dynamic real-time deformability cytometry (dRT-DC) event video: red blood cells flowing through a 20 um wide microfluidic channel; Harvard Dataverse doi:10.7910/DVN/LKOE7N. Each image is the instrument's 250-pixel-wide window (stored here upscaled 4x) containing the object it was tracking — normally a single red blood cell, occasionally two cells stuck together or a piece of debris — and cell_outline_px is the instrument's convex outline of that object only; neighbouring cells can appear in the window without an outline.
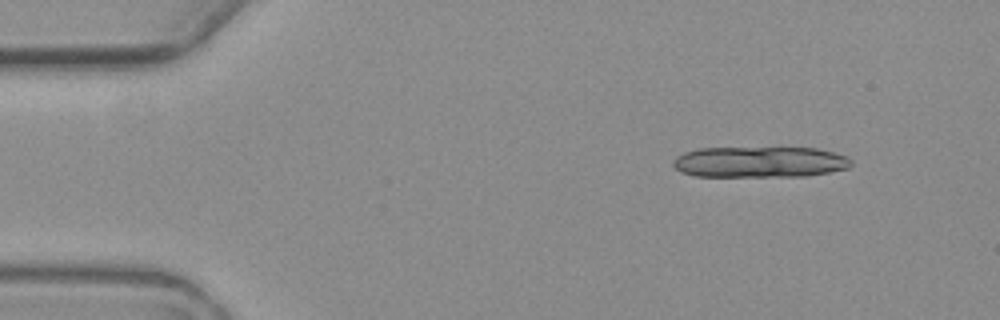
{"species": "common noctule bat (a hibernating species)", "species_latin": "Nyctalus noctula", "temperature_condition": "warm", "stored_images_in_passage": 6, "camera_frame_rate_fps": 3000, "um_per_image_px": 0.085, "animal": {"sex": "female", "body_mass_g": 19.3, "forearm_length_mm": 54.1}, "frame": {"image": 1, "passage_image": 2, "time_ms": 1.0, "image_size_px": [1000, 320], "cell_outline_px": [[852, 164], [848, 168], [828, 172], [804, 176], [696, 176], [680, 172], [672, 164], [672, 160], [676, 156], [684, 152], [700, 148], [816, 148], [832, 152], [844, 156], [852, 160]], "centroid_in_image_um": [64.54, 13.77], "position_along_channel_um": 20.5, "area_um2": 32.02}}